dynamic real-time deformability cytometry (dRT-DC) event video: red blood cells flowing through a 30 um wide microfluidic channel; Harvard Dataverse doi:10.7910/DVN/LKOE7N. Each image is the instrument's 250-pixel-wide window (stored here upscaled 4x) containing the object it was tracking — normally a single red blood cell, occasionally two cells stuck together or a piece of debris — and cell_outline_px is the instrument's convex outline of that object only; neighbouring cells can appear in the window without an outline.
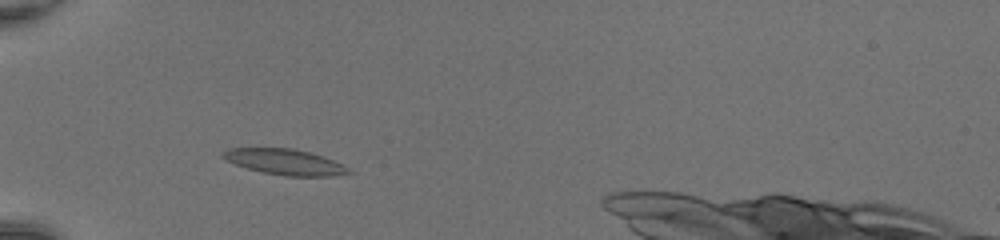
{"species": "common noctule bat (a hibernating species)", "species_latin": "Nyctalus noctula", "temperature_condition": "room temperature", "stored_images_in_passage": 40, "camera_frame_rate_fps": 3000, "um_per_image_px": 0.085, "animal": {"sex": "female", "body_mass_g": 20.0, "forearm_length_mm": 54.0}, "frame": {"image": 1, "passage_image": 7, "time_ms": 2.0, "image_size_px": [1000, 240], "cell_outline_px": [[352, 172], [332, 176], [284, 176], [264, 172], [248, 168], [236, 164], [220, 156], [220, 152], [228, 148], [292, 148], [324, 156], [344, 164]], "centroid_in_image_um": [24.22, 13.75], "position_along_channel_um": 60.8, "area_um2": 18.79}}
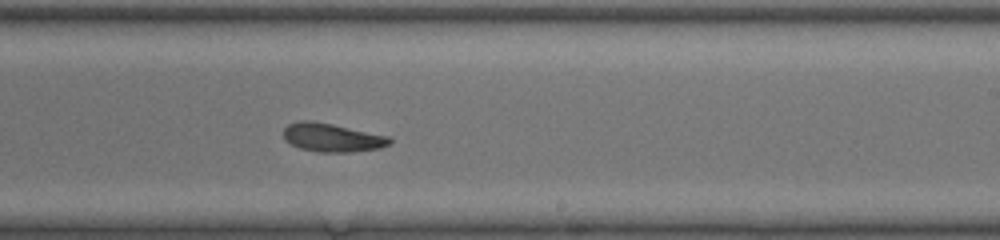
{"frame": {"image": 2, "passage_image": 22, "time_ms": 7.0, "image_size_px": [1000, 240], "cell_outline_px": [[392, 140], [388, 144], [380, 148], [352, 152], [320, 152], [300, 148], [284, 140], [284, 128], [288, 124], [300, 120], [312, 120], [332, 124], [388, 136]], "centroid_in_image_um": [28.2, 11.69], "position_along_channel_um": 260.8, "area_um2": 17.51}}
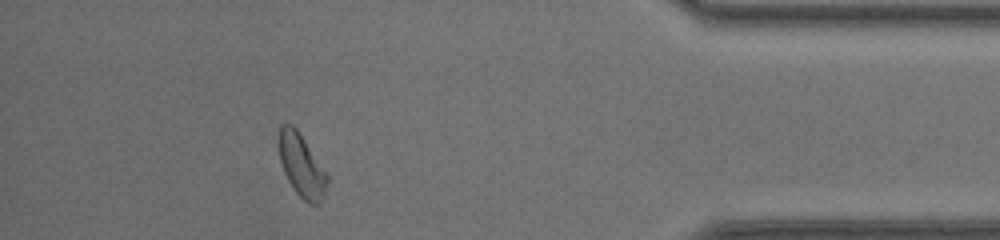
{"frame": {"image": 3, "passage_image": 35, "time_ms": 11.333, "image_size_px": [1000, 240], "cell_outline_px": [[328, 180], [324, 200], [320, 204], [308, 204], [296, 192], [288, 180], [284, 172], [280, 160], [280, 124], [292, 124], [296, 128], [328, 176]], "centroid_in_image_um": [25.66, 14.13], "position_along_channel_um": 409.5, "area_um2": 17.28}}